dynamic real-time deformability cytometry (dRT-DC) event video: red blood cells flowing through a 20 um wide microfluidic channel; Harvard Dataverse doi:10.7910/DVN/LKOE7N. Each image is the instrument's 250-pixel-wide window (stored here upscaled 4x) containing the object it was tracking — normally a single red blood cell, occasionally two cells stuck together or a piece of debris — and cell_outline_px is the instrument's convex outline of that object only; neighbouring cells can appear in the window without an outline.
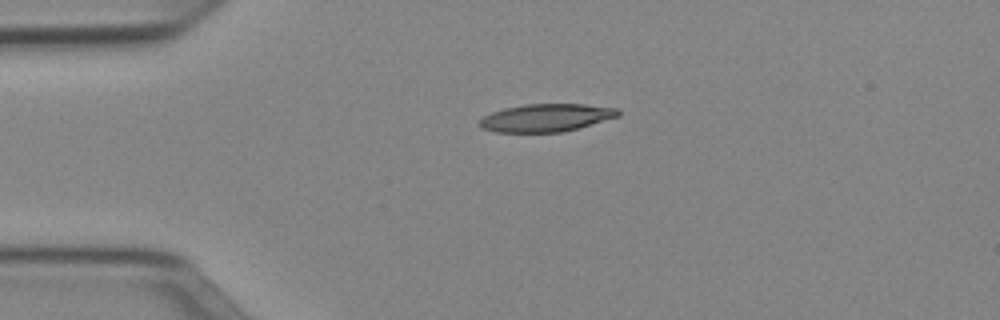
{"species": "Egyptian fruit bat (a non-hibernating species)", "species_latin": "Rousettus aegyptiacus", "temperature_condition": "cold", "stored_images_in_passage": 33, "camera_frame_rate_fps": 3000, "um_per_image_px": 0.085, "animal": {"sex": "female"}, "frame": {"image": 1, "passage_image": 1, "time_ms": 0.0, "image_size_px": [1000, 320], "cell_outline_px": [[620, 116], [576, 128], [560, 132], [496, 132], [480, 128], [476, 124], [484, 116], [492, 112], [504, 108], [524, 104], [584, 104], [620, 108]], "centroid_in_image_um": [46.4, 10.0], "position_along_channel_um": 38.6, "area_um2": 22.48}}
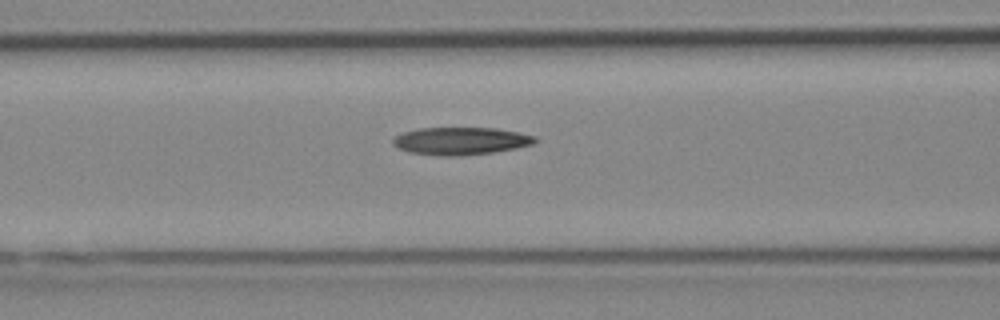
{"frame": {"image": 2, "passage_image": 10, "time_ms": 3.0, "image_size_px": [1000, 320], "cell_outline_px": [[540, 140], [536, 144], [516, 148], [492, 152], [460, 156], [440, 156], [408, 152], [392, 144], [392, 140], [396, 136], [404, 132], [420, 128], [496, 128], [536, 136]], "centroid_in_image_um": [39.2, 11.99], "position_along_channel_um": 127.4, "area_um2": 22.89}}
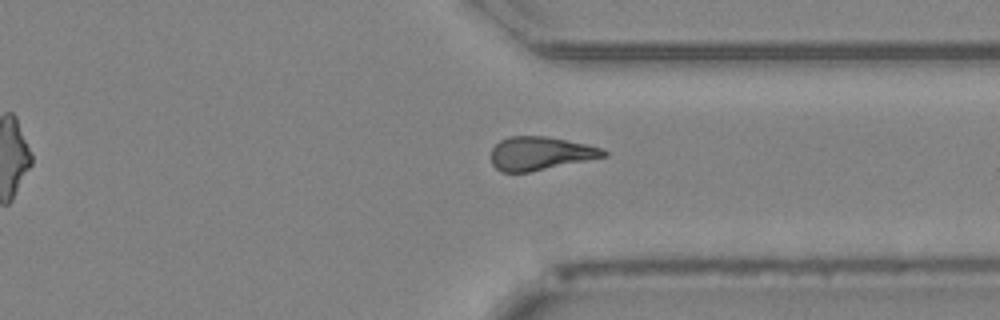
{"frame": {"image": 3, "passage_image": 28, "time_ms": 9.0, "image_size_px": [1000, 320], "cell_outline_px": [[608, 156], [528, 172], [500, 172], [492, 164], [492, 148], [500, 140], [508, 136], [544, 136], [588, 144], [600, 148], [608, 152]], "centroid_in_image_um": [45.92, 13.03], "position_along_channel_um": 365.5, "area_um2": 21.79}, "authors_computed_cell_mechanics": {"area_um2": 22.6576, "velocity_mm_per_s": 3.9741, "shape_relaxation_time_tau1_ms": 11.2873, "shape_relaxation_time_tau2_ms": null, "deformation_change_tau1": 0.2354, "deformation_change_tau2": null}}